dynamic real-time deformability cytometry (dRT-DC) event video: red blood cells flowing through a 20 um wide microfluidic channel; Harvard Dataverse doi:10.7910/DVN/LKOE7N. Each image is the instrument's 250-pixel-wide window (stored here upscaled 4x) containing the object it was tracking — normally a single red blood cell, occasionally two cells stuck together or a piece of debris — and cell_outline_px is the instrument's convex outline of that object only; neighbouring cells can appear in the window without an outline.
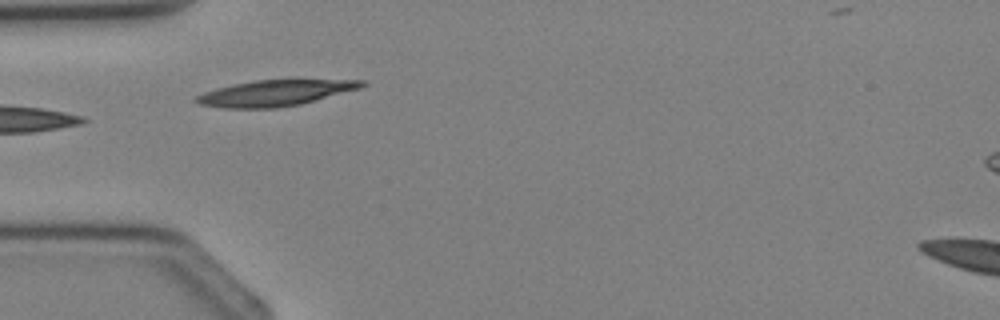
{"species": "Egyptian fruit bat (a non-hibernating species)", "species_latin": "Rousettus aegyptiacus", "temperature_condition": "cold", "stored_images_in_passage": 2, "camera_frame_rate_fps": 3000, "um_per_image_px": 0.085, "animal": {"sex": "female"}, "frame": {"image": 1, "passage_image": 1, "time_ms": 0.0, "image_size_px": [1000, 320], "cell_outline_px": [[368, 84], [360, 88], [300, 104], [276, 108], [224, 108], [200, 104], [192, 100], [196, 96], [204, 92], [216, 88], [232, 84], [256, 80], [292, 76], [296, 76], [368, 80]], "centroid_in_image_um": [23.53, 7.83], "position_along_channel_um": 61.5, "area_um2": 26.53}}
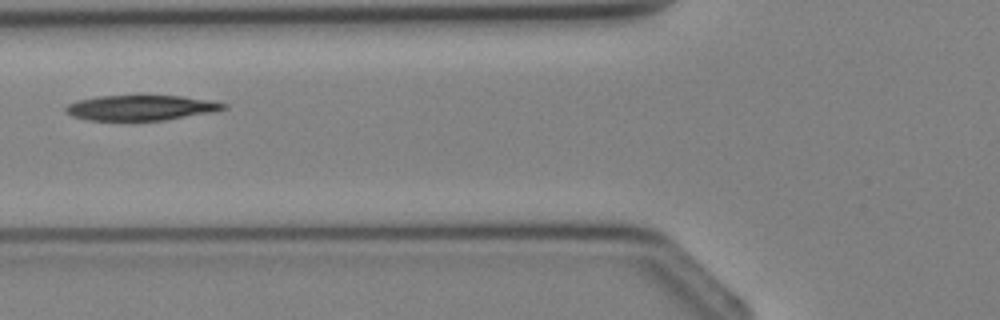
{"frame": {"image": 2, "passage_image": 2, "time_ms": 1.0, "image_size_px": [1000, 320], "cell_outline_px": [[228, 108], [216, 112], [164, 120], [88, 120], [72, 116], [64, 108], [68, 104], [76, 100], [100, 96], [180, 96], [208, 100], [228, 104]], "centroid_in_image_um": [12.02, 9.16], "position_along_channel_um": 113.8, "area_um2": 23.12}}